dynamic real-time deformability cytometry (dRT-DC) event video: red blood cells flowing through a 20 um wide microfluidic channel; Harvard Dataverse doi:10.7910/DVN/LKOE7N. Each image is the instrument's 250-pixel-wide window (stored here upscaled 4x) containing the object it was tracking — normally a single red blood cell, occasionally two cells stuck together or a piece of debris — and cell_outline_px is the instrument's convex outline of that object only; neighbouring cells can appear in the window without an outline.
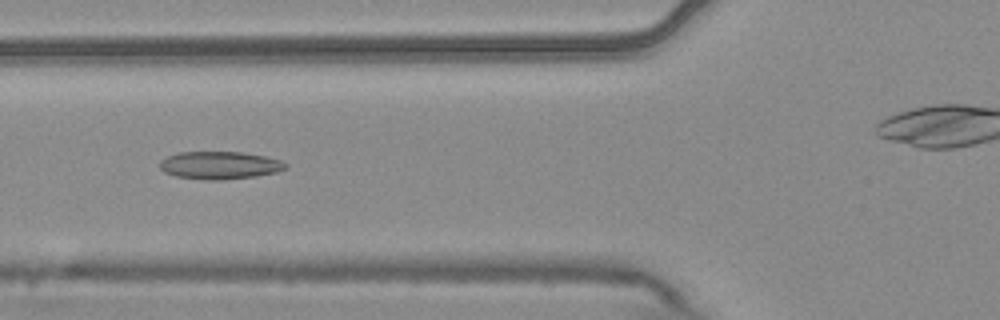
{"species": "common noctule bat (a hibernating species)", "species_latin": "Nyctalus noctula", "temperature_condition": "warm", "stored_images_in_passage": 5, "camera_frame_rate_fps": 3000, "um_per_image_px": 0.085, "animal": {"sex": "male", "body_mass_g": 20.4}, "frame": {"image": 1, "passage_image": 3, "time_ms": 0.667, "image_size_px": [1000, 320], "cell_outline_px": [[288, 168], [276, 172], [256, 176], [220, 180], [204, 180], [176, 176], [164, 172], [160, 168], [160, 160], [168, 156], [180, 152], [240, 152], [264, 156], [280, 160], [288, 164]], "centroid_in_image_um": [18.68, 14.05], "position_along_channel_um": 107.1, "area_um2": 20.29}}
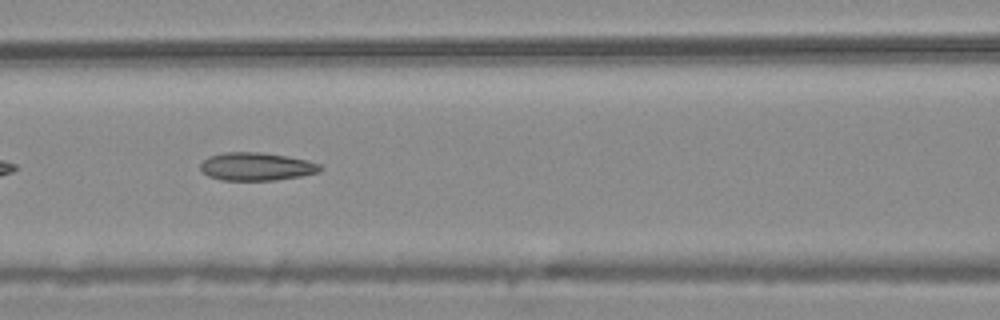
{"frame": {"image": 2, "passage_image": 4, "time_ms": 1.0, "image_size_px": [1000, 320], "cell_outline_px": [[324, 168], [320, 172], [300, 176], [276, 180], [220, 180], [208, 176], [200, 168], [200, 164], [208, 156], [224, 152], [260, 152], [308, 160], [320, 164]], "centroid_in_image_um": [21.8, 14.16], "position_along_channel_um": 144.8, "area_um2": 19.59}}
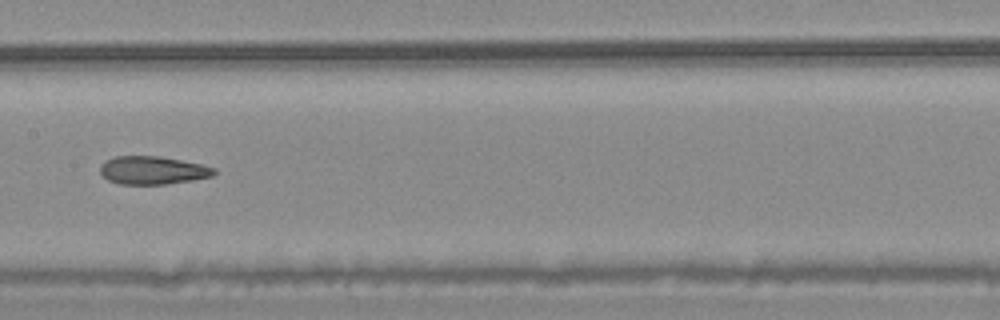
{"frame": {"image": 3, "passage_image": 5, "time_ms": 1.333, "image_size_px": [1000, 320], "cell_outline_px": [[216, 172], [212, 176], [192, 180], [164, 184], [120, 184], [108, 180], [100, 172], [100, 164], [104, 160], [116, 156], [160, 156], [200, 164], [216, 168]], "centroid_in_image_um": [12.95, 14.47], "position_along_channel_um": 194.5, "area_um2": 18.61}}